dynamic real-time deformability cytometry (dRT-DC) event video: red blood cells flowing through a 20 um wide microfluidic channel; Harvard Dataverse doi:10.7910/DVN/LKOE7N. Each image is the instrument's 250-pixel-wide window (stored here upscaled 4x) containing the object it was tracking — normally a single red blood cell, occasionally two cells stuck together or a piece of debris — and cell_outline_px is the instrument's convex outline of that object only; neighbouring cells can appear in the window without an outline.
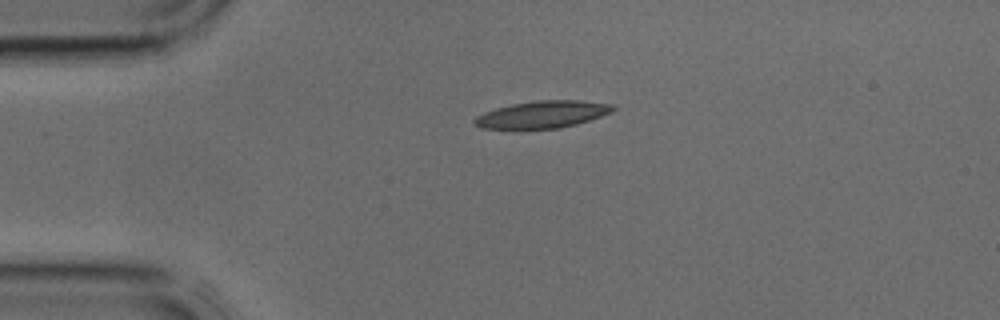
{"species": "common noctule bat (a hibernating species)", "species_latin": "Nyctalus noctula", "temperature_condition": "cold", "stored_images_in_passage": 5, "camera_frame_rate_fps": 3000, "um_per_image_px": 0.085, "animal": {"sex": "male", "body_mass_g": 17.9, "forearm_length_mm": 54.2}, "frame": {"image": 1, "passage_image": 5, "time_ms": 1.333, "image_size_px": [1000, 320], "cell_outline_px": [[616, 108], [612, 112], [576, 124], [560, 128], [480, 128], [472, 124], [472, 120], [476, 116], [484, 112], [496, 108], [512, 104], [536, 100], [580, 100], [612, 104]], "centroid_in_image_um": [46.08, 9.72], "position_along_channel_um": 38.9, "area_um2": 21.79}}